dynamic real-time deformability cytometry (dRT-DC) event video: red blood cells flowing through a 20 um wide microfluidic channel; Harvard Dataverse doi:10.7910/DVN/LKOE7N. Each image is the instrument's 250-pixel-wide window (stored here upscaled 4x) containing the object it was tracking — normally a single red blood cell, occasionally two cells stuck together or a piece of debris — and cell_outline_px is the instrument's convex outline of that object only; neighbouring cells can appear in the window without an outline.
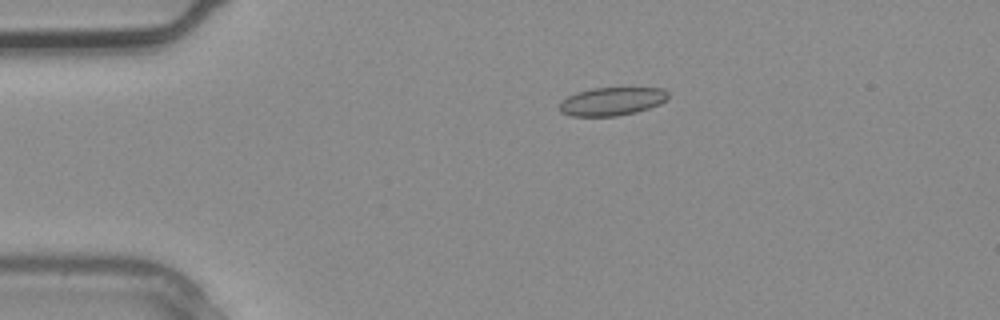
{"species": "common noctule bat (a hibernating species)", "species_latin": "Nyctalus noctula", "temperature_condition": "warm", "stored_images_in_passage": 2, "camera_frame_rate_fps": 3000, "um_per_image_px": 0.085, "animal": {"sex": "male", "body_mass_g": 20.4}, "frame": {"image": 1, "passage_image": 1, "time_ms": 0.0, "image_size_px": [1000, 320], "cell_outline_px": [[668, 100], [660, 104], [636, 112], [616, 116], [572, 116], [560, 112], [560, 100], [576, 92], [592, 88], [664, 88], [668, 92]], "centroid_in_image_um": [52.01, 8.61], "position_along_channel_um": 33.0, "area_um2": 17.98}}
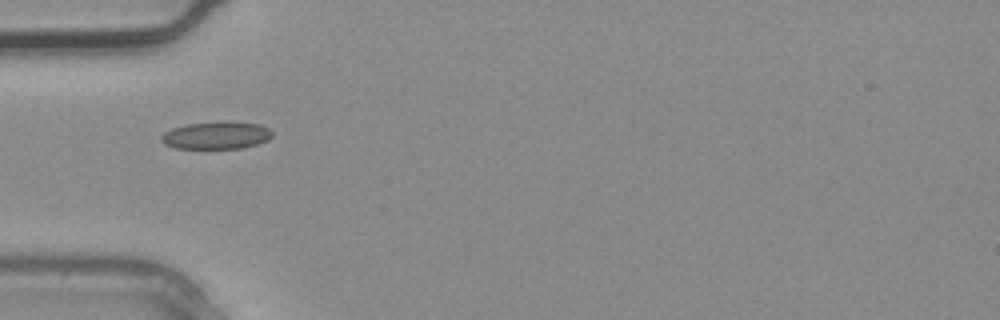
{"frame": {"image": 2, "passage_image": 2, "time_ms": 0.333, "image_size_px": [1000, 320], "cell_outline_px": [[272, 136], [268, 140], [256, 144], [240, 148], [176, 148], [164, 144], [160, 140], [160, 136], [164, 132], [172, 128], [188, 124], [260, 124], [268, 128], [272, 132]], "centroid_in_image_um": [18.34, 11.55], "position_along_channel_um": 66.7, "area_um2": 16.88}}